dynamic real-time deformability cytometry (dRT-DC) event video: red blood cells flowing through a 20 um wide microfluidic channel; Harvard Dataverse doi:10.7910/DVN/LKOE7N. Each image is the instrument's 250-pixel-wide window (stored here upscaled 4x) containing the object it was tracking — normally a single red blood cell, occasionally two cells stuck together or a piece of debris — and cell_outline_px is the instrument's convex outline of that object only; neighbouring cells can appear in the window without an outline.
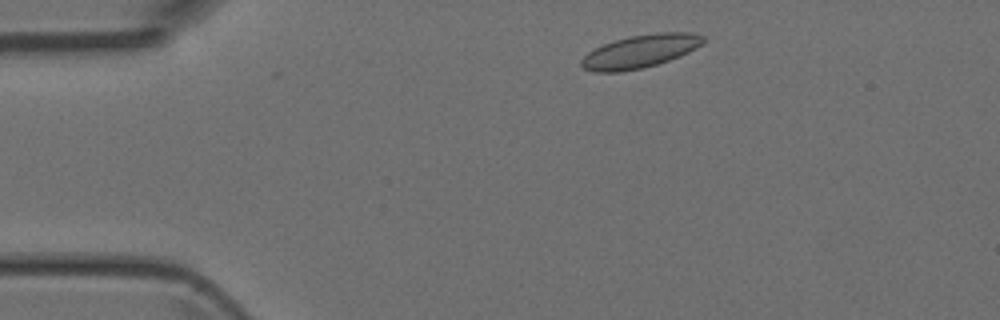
{"species": "Egyptian fruit bat (a non-hibernating species)", "species_latin": "Rousettus aegyptiacus", "temperature_condition": "room temperature", "stored_images_in_passage": 5, "camera_frame_rate_fps": 3000, "um_per_image_px": 0.085, "animal": {"sex": "female"}, "frame": {"image": 1, "passage_image": 1, "time_ms": 0.0, "image_size_px": [1000, 320], "cell_outline_px": [[704, 40], [696, 48], [680, 56], [656, 64], [640, 68], [620, 72], [592, 72], [584, 68], [580, 64], [580, 60], [588, 52], [604, 44], [628, 36], [656, 32], [692, 32], [704, 36]], "centroid_in_image_um": [54.4, 4.35], "position_along_channel_um": 30.6, "area_um2": 23.35}}
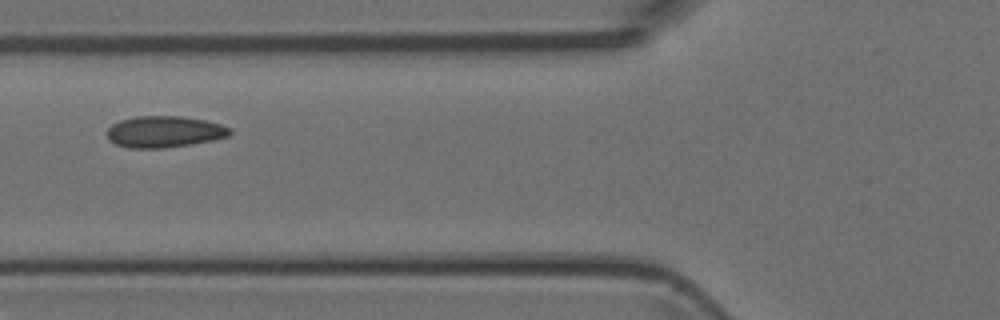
{"frame": {"image": 2, "passage_image": 4, "time_ms": 3.333, "image_size_px": [1000, 320], "cell_outline_px": [[232, 132], [228, 136], [212, 140], [192, 144], [164, 148], [128, 148], [116, 144], [108, 140], [108, 128], [112, 124], [120, 120], [136, 116], [180, 116], [204, 120], [220, 124], [228, 128]], "centroid_in_image_um": [13.94, 11.2], "position_along_channel_um": 111.9, "area_um2": 22.43}}
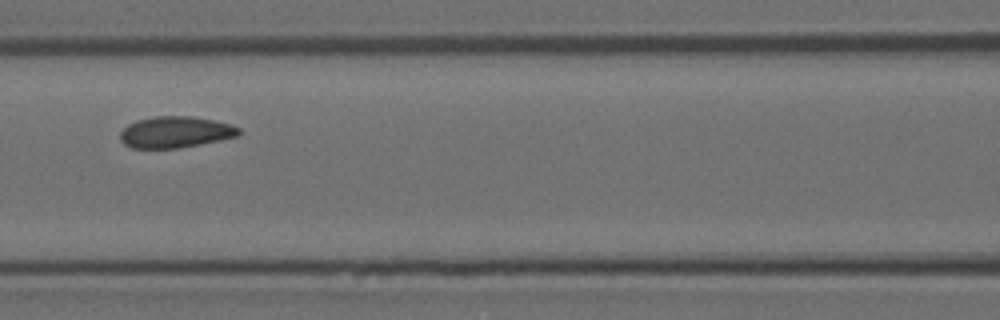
{"frame": {"image": 3, "passage_image": 5, "time_ms": 4.333, "image_size_px": [1000, 320], "cell_outline_px": [[240, 136], [180, 148], [132, 148], [124, 144], [120, 140], [120, 132], [128, 124], [136, 120], [156, 116], [192, 116], [232, 124], [240, 128]], "centroid_in_image_um": [14.92, 11.23], "position_along_channel_um": 151.7, "area_um2": 21.79}}